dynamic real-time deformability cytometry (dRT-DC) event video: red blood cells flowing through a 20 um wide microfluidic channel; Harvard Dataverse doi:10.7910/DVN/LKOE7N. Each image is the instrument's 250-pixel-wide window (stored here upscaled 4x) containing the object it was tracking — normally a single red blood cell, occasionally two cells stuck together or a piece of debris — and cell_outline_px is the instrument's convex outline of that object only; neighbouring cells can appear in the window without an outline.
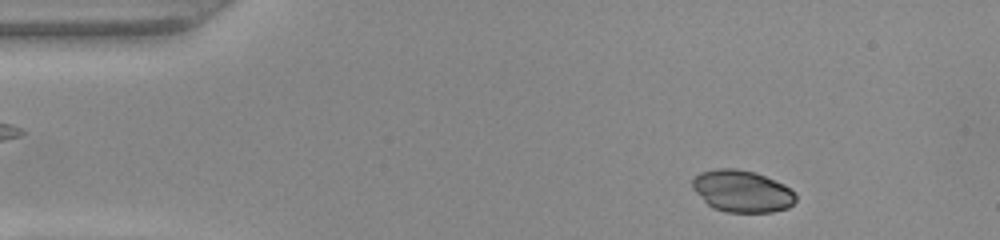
{"species": "common noctule bat (a hibernating species)", "species_latin": "Nyctalus noctula", "temperature_condition": "warm", "stored_images_in_passage": 45, "camera_frame_rate_fps": 3000, "um_per_image_px": 0.085, "animal": {"sex": "female", "body_mass_g": 22.0, "forearm_length_mm": 56.7}, "frame": {"image": 1, "passage_image": 1, "time_ms": 0.0, "image_size_px": [1000, 240], "cell_outline_px": [[796, 200], [788, 208], [772, 212], [724, 212], [712, 208], [692, 188], [692, 180], [700, 172], [716, 168], [736, 168], [756, 172], [784, 184], [796, 192]], "centroid_in_image_um": [63.09, 16.24], "position_along_channel_um": 21.9, "area_um2": 25.43}}
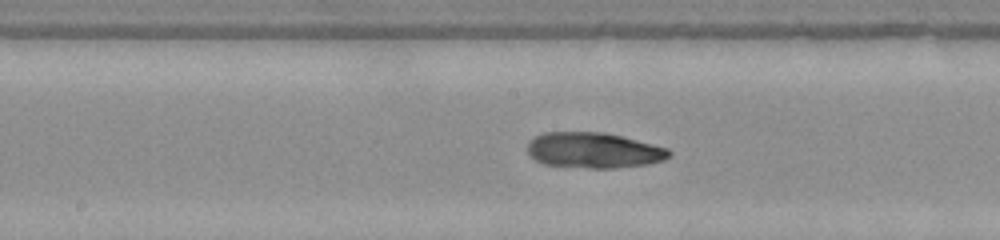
{"frame": {"image": 2, "passage_image": 20, "time_ms": 6.333, "image_size_px": [1000, 240], "cell_outline_px": [[672, 156], [664, 160], [648, 164], [616, 168], [588, 168], [544, 164], [536, 160], [528, 152], [528, 140], [532, 136], [544, 132], [604, 132], [668, 148], [672, 152]], "centroid_in_image_um": [50.46, 12.77], "position_along_channel_um": 197.7, "area_um2": 29.48}}
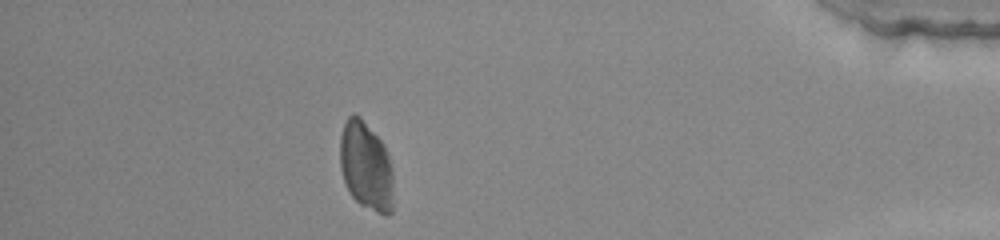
{"frame": {"image": 3, "passage_image": 39, "time_ms": 12.667, "image_size_px": [1000, 240], "cell_outline_px": [[392, 212], [388, 216], [384, 216], [360, 204], [352, 196], [344, 180], [340, 168], [340, 136], [344, 124], [348, 116], [360, 116], [384, 144], [388, 152], [392, 168]], "centroid_in_image_um": [31.12, 14.13], "position_along_channel_um": 404.1, "area_um2": 27.57}, "authors_computed_cell_mechanics": {"area_um2": 28.4376, "velocity_mm_per_s": 4.023, "shape_relaxation_time_tau1_ms": 2.1918, "shape_relaxation_time_tau2_ms": null, "deformation_change_tau1": 0.032, "deformation_change_tau2": null}}